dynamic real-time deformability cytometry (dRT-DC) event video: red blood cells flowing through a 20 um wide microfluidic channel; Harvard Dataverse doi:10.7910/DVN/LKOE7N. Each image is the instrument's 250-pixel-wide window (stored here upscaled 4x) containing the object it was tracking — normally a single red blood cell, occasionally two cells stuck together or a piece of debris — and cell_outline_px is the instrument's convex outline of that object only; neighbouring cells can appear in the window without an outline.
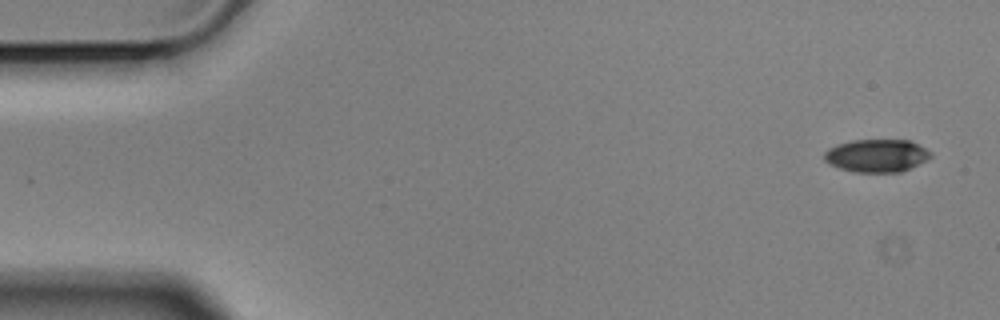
{"species": "Egyptian fruit bat (a non-hibernating species)", "species_latin": "Rousettus aegyptiacus", "temperature_condition": "cold", "stored_images_in_passage": 55, "camera_frame_rate_fps": 3000, "um_per_image_px": 0.085, "animal": {"sex": "male"}, "frame": {"image": 1, "passage_image": 1, "time_ms": 0.0, "image_size_px": [1000, 320], "cell_outline_px": [[932, 156], [900, 172], [852, 172], [828, 164], [824, 160], [824, 152], [828, 148], [836, 144], [852, 140], [912, 140], [932, 152]], "centroid_in_image_um": [74.47, 13.22], "position_along_channel_um": 10.5, "area_um2": 20.4}}
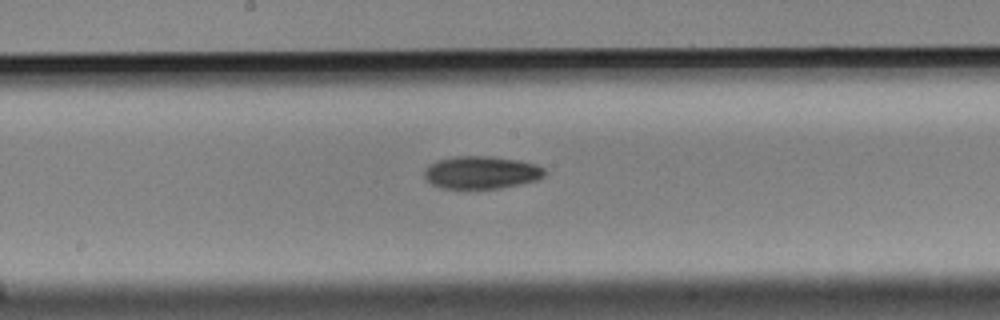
{"frame": {"image": 2, "passage_image": 28, "time_ms": 9.0, "image_size_px": [1000, 320], "cell_outline_px": [[544, 176], [536, 180], [520, 184], [500, 188], [440, 188], [432, 184], [424, 176], [424, 168], [428, 164], [436, 160], [452, 156], [492, 156], [520, 160], [536, 164], [544, 168]], "centroid_in_image_um": [40.88, 14.64], "position_along_channel_um": 207.3, "area_um2": 23.06}}
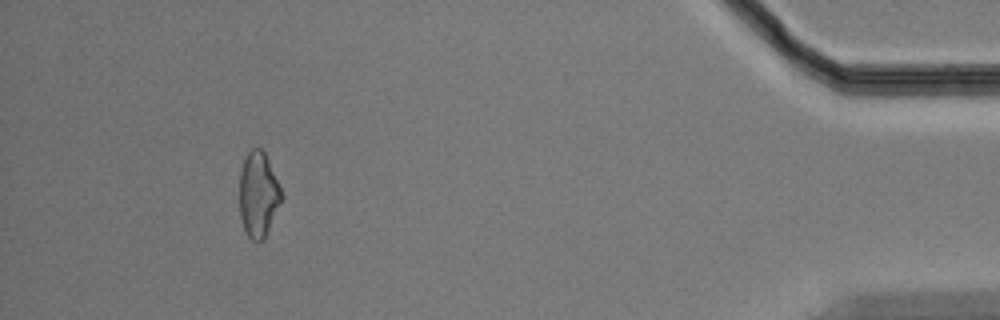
{"frame": {"image": 3, "passage_image": 51, "time_ms": 16.667, "image_size_px": [1000, 320], "cell_outline_px": [[284, 196], [264, 236], [260, 240], [252, 240], [248, 236], [244, 228], [240, 216], [240, 172], [244, 160], [248, 152], [252, 148], [260, 148], [264, 152], [268, 160]], "centroid_in_image_um": [21.95, 16.5], "position_along_channel_um": 413.2, "area_um2": 20.35}, "authors_computed_cell_mechanics": {"area_um2": 21.9062, "velocity_mm_per_s": 3.521, "shape_relaxation_time_tau1_ms": 4.2373, "shape_relaxation_time_tau2_ms": null, "deformation_change_tau1": 0.1085, "deformation_change_tau2": null}}